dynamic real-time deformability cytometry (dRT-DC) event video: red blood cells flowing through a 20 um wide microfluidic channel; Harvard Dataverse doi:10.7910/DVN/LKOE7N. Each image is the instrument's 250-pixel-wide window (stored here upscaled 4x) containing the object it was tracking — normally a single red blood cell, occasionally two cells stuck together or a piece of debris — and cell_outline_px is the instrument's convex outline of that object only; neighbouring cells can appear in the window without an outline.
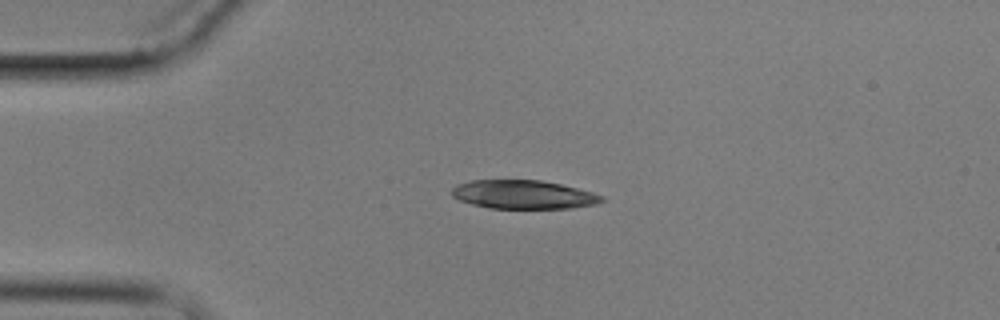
{"species": "common noctule bat (a hibernating species)", "species_latin": "Nyctalus noctula", "temperature_condition": "cold", "stored_images_in_passage": 3, "camera_frame_rate_fps": 3000, "um_per_image_px": 0.085, "animal": {"sex": "male", "body_mass_g": 17.9}, "frame": {"image": 1, "passage_image": 2, "time_ms": 1.333, "image_size_px": [1000, 320], "cell_outline_px": [[608, 200], [596, 204], [572, 208], [488, 208], [472, 204], [460, 200], [452, 196], [452, 188], [456, 184], [472, 180], [540, 180], [560, 184], [592, 192], [604, 196]], "centroid_in_image_um": [44.51, 16.54], "position_along_channel_um": 40.5, "area_um2": 25.09}}